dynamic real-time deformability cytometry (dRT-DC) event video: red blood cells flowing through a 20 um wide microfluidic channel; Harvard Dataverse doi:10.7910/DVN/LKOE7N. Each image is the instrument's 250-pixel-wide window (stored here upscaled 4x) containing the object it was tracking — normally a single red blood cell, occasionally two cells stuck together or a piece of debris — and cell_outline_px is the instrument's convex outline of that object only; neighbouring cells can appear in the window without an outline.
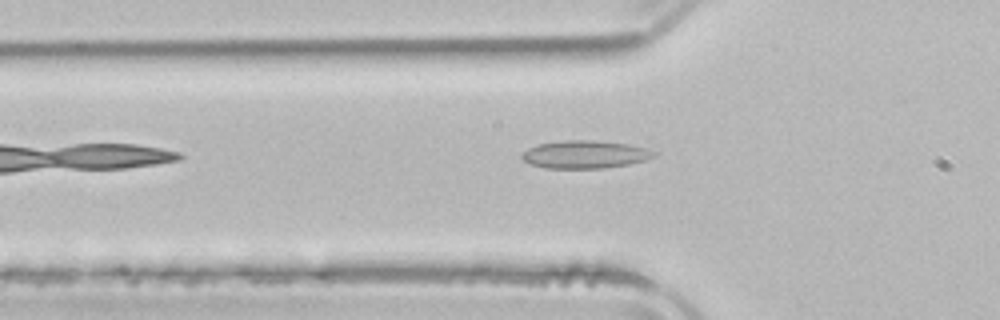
{"species": "common noctule bat (a hibernating species)", "species_latin": "Nyctalus noctula", "temperature_condition": "room temperature", "stored_images_in_passage": 2, "camera_frame_rate_fps": 3000, "um_per_image_px": 0.085, "animal": {"sex": "male", "body_mass_g": 21.5, "forearm_length_mm": 52.0}, "frame": {"image": 1, "passage_image": 2, "time_ms": 1.333, "image_size_px": [1000, 320], "cell_outline_px": [[656, 156], [644, 160], [628, 164], [604, 168], [544, 168], [528, 164], [520, 156], [528, 148], [536, 144], [564, 140], [592, 140], [628, 144], [648, 148], [656, 152]], "centroid_in_image_um": [49.7, 13.12], "position_along_channel_um": 76.1, "area_um2": 21.5}}